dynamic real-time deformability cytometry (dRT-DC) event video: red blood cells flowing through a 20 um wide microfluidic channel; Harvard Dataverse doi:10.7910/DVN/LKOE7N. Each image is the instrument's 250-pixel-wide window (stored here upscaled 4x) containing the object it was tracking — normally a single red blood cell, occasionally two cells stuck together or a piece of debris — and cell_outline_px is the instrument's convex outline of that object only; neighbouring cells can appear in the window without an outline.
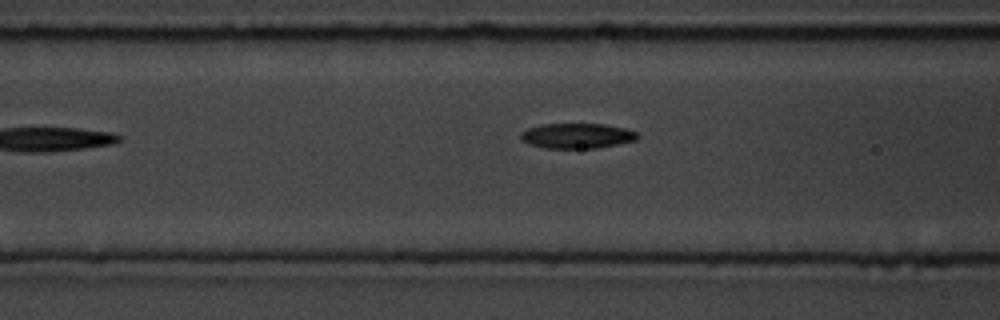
{"species": "common noctule bat (a hibernating species)", "species_latin": "Nyctalus noctula", "temperature_condition": "room temperature", "stored_images_in_passage": 8, "camera_frame_rate_fps": 3000, "um_per_image_px": 0.085, "animal": {"sex": "male", "body_mass_g": 19.5, "forearm_length_mm": 54.6}, "frame": {"image": 1, "passage_image": 7, "time_ms": 7.0, "image_size_px": [1000, 320], "cell_outline_px": [[640, 136], [636, 140], [596, 148], [544, 148], [528, 144], [520, 140], [520, 132], [528, 128], [540, 124], [604, 124], [624, 128], [636, 132]], "centroid_in_image_um": [48.99, 11.54], "position_along_channel_um": 117.6, "area_um2": 17.17}}
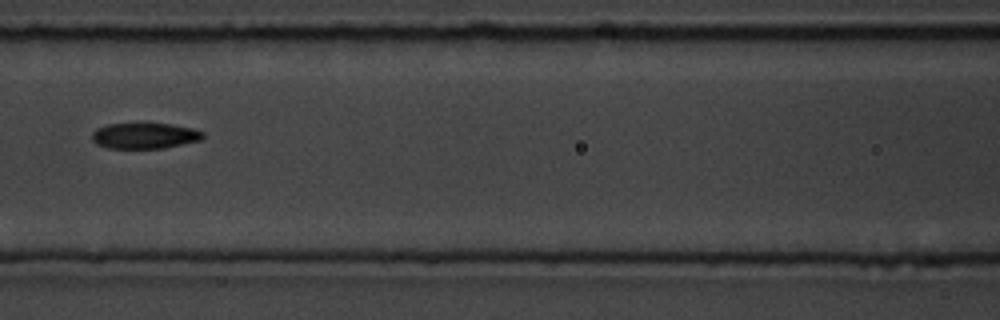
{"frame": {"image": 2, "passage_image": 8, "time_ms": 8.0, "image_size_px": [1000, 320], "cell_outline_px": [[204, 136], [200, 140], [164, 148], [108, 148], [96, 144], [92, 140], [92, 132], [96, 128], [108, 124], [172, 124], [192, 128], [204, 132]], "centroid_in_image_um": [12.28, 11.54], "position_along_channel_um": 154.3, "area_um2": 16.59}}